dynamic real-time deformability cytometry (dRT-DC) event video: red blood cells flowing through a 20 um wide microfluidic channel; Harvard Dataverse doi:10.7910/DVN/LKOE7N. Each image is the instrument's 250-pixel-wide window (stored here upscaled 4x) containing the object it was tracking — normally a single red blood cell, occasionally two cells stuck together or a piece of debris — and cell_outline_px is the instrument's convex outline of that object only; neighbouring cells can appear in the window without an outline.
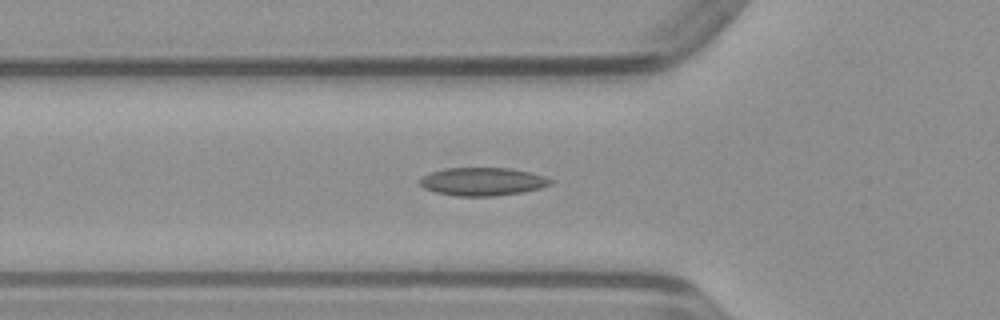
{"species": "common noctule bat (a hibernating species)", "species_latin": "Nyctalus noctula", "temperature_condition": "warm", "stored_images_in_passage": 31, "camera_frame_rate_fps": 3000, "um_per_image_px": 0.085, "animal": {"sex": "male", "body_mass_g": 23.1, "forearm_length_mm": 52.7}, "frame": {"image": 1, "passage_image": 2, "time_ms": 0.333, "image_size_px": [1000, 320], "cell_outline_px": [[552, 184], [540, 188], [524, 192], [496, 196], [456, 196], [436, 192], [424, 188], [416, 180], [432, 172], [444, 168], [512, 168], [544, 176], [552, 180]], "centroid_in_image_um": [41.01, 15.44], "position_along_channel_um": 84.8, "area_um2": 21.44}}
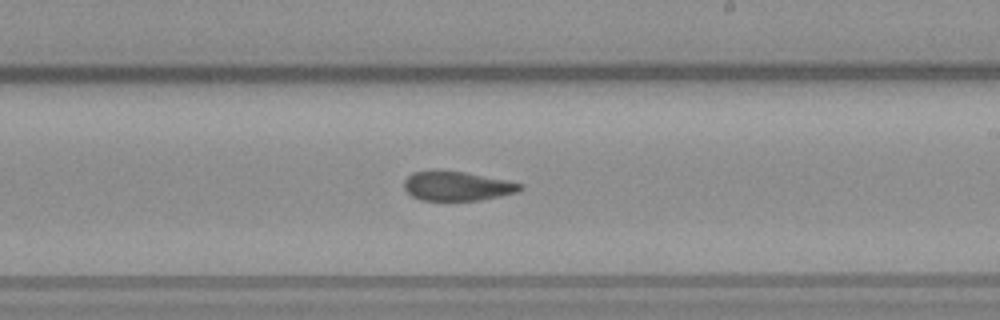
{"frame": {"image": 2, "passage_image": 14, "time_ms": 4.333, "image_size_px": [1000, 320], "cell_outline_px": [[524, 188], [516, 192], [500, 196], [480, 200], [420, 200], [412, 196], [404, 188], [404, 180], [412, 172], [464, 172], [508, 180], [524, 184]], "centroid_in_image_um": [38.89, 15.83], "position_along_channel_um": 250.1, "area_um2": 19.48}}
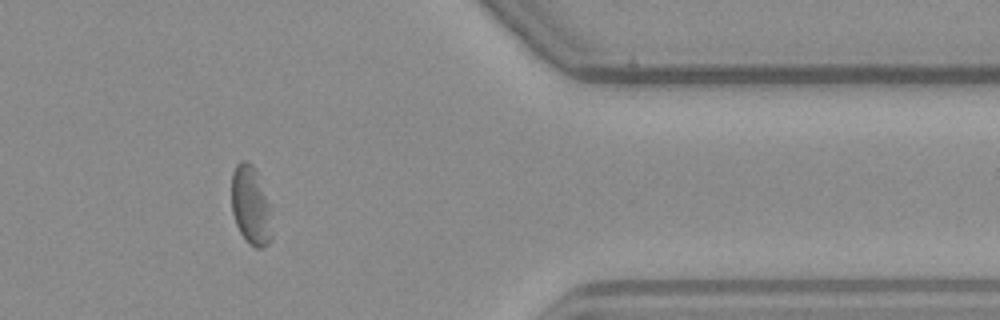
{"frame": {"image": 3, "passage_image": 26, "time_ms": 8.333, "image_size_px": [1000, 320], "cell_outline_px": [[272, 240], [264, 248], [256, 248], [248, 244], [240, 232], [236, 224], [232, 212], [232, 172], [236, 164], [240, 160], [244, 160], [252, 164], [256, 168], [268, 204], [272, 236]], "centroid_in_image_um": [21.3, 17.48], "position_along_channel_um": 390.1, "area_um2": 18.5}}